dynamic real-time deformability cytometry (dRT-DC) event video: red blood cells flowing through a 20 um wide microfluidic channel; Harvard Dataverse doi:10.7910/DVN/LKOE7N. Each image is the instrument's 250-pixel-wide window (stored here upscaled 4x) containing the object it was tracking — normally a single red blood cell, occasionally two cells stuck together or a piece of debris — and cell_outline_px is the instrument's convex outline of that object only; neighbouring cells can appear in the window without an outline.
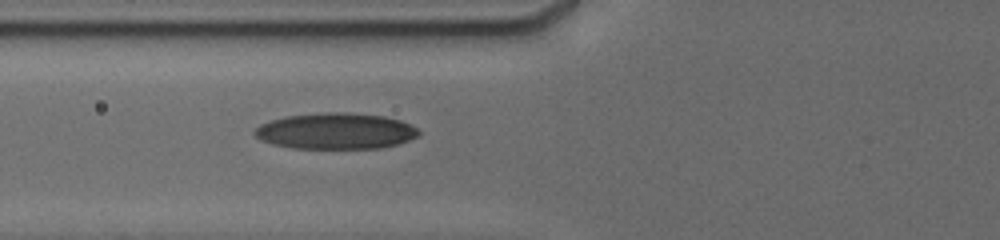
{"species": "human", "species_latin": "Homo sapiens", "temperature_condition": "cold", "stored_images_in_passage": 4, "camera_frame_rate_fps": 3000, "um_per_image_px": 0.085, "donor": {"sex": "male"}, "frame": {"image": 1, "passage_image": 2, "time_ms": 0.667, "image_size_px": [1000, 240], "cell_outline_px": [[420, 136], [396, 144], [380, 148], [292, 148], [272, 144], [260, 140], [252, 132], [260, 124], [284, 116], [324, 112], [344, 112], [384, 116], [400, 120], [416, 128], [420, 132]], "centroid_in_image_um": [28.51, 11.14], "position_along_channel_um": 97.3, "area_um2": 34.51}}
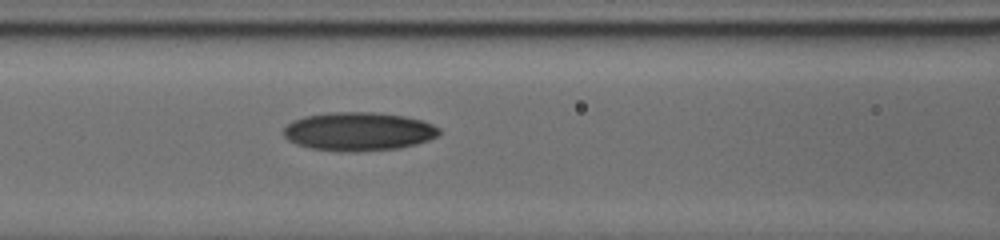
{"frame": {"image": 2, "passage_image": 4, "time_ms": 1.667, "image_size_px": [1000, 240], "cell_outline_px": [[440, 132], [436, 136], [428, 140], [416, 144], [400, 148], [312, 148], [296, 144], [288, 140], [284, 136], [284, 128], [292, 120], [304, 116], [328, 112], [372, 112], [404, 116], [420, 120], [432, 124], [440, 128]], "centroid_in_image_um": [30.47, 11.11], "position_along_channel_um": 136.1, "area_um2": 33.58}}